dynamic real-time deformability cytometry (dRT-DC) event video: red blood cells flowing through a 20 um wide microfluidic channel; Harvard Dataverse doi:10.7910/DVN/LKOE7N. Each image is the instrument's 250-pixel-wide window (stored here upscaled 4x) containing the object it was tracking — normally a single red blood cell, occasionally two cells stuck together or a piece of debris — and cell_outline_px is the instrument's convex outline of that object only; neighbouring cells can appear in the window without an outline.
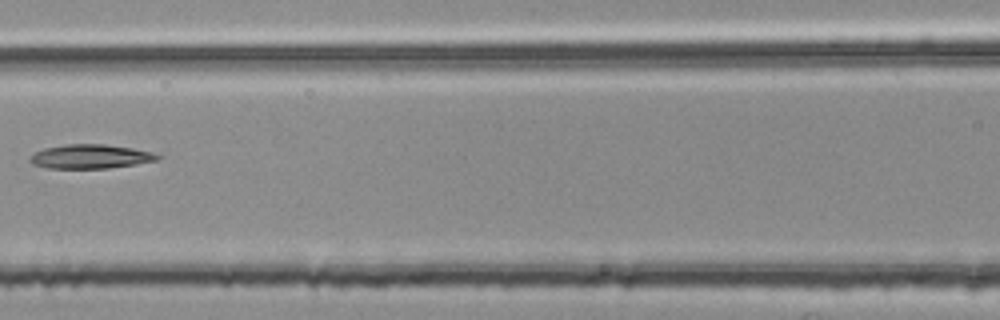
{"species": "common noctule bat (a hibernating species)", "species_latin": "Nyctalus noctula", "temperature_condition": "room temperature", "stored_images_in_passage": 5, "segment_of_instrument_passage": [2, 2], "camera_frame_rate_fps": 3000, "um_per_image_px": 0.085, "animal": {"sex": "female", "body_mass_g": 25.1}, "frame": {"image": 1, "passage_image": 5, "time_ms": 1.333, "image_size_px": [1000, 320], "cell_outline_px": [[160, 160], [136, 164], [108, 168], [48, 168], [32, 164], [28, 160], [28, 156], [44, 148], [64, 144], [104, 144], [132, 148], [152, 152], [160, 156]], "centroid_in_image_um": [7.66, 13.3], "position_along_channel_um": 158.9, "area_um2": 17.98}}